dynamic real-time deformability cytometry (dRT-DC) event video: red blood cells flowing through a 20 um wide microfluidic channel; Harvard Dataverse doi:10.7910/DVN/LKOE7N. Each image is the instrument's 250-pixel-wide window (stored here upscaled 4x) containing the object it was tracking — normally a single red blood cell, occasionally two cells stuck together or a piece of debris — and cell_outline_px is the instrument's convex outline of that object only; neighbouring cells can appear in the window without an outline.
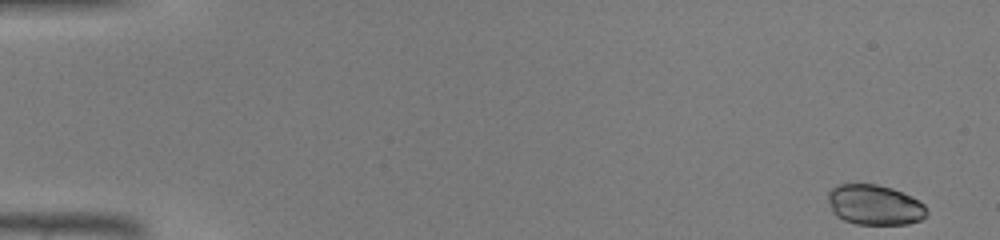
{"species": "common noctule bat (a hibernating species)", "species_latin": "Nyctalus noctula", "temperature_condition": "warm", "stored_images_in_passage": 44, "camera_frame_rate_fps": 3000, "um_per_image_px": 0.085, "animal": {"sex": "male", "body_mass_g": 19.0, "forearm_length_mm": 50.8}, "frame": {"image": 1, "passage_image": 1, "time_ms": 0.0, "image_size_px": [1000, 240], "cell_outline_px": [[928, 212], [920, 220], [908, 224], [856, 224], [844, 220], [836, 216], [832, 212], [828, 200], [828, 192], [836, 184], [876, 184], [892, 188], [912, 196], [924, 204]], "centroid_in_image_um": [74.33, 17.41], "position_along_channel_um": 10.7, "area_um2": 23.24}}
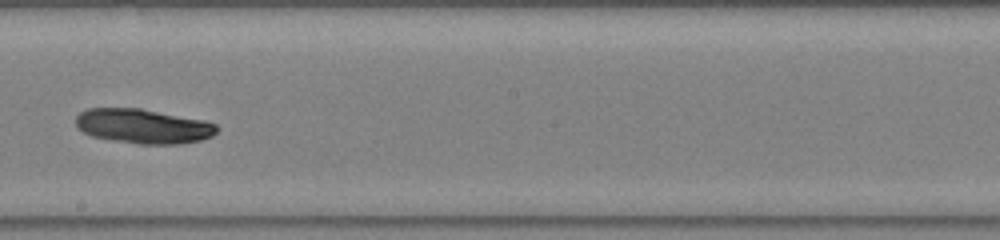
{"frame": {"image": 2, "passage_image": 26, "time_ms": 8.333, "image_size_px": [1000, 240], "cell_outline_px": [[220, 128], [212, 136], [200, 140], [180, 144], [140, 144], [112, 140], [92, 136], [84, 132], [76, 124], [76, 116], [80, 112], [88, 108], [140, 108], [204, 120], [216, 124]], "centroid_in_image_um": [12.19, 10.72], "position_along_channel_um": 236.0, "area_um2": 28.38}}
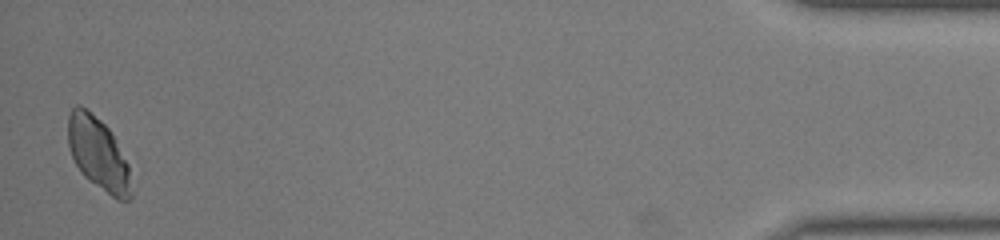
{"frame": {"image": 3, "passage_image": 44, "time_ms": 14.333, "image_size_px": [1000, 240], "cell_outline_px": [[132, 196], [128, 200], [116, 200], [88, 180], [80, 172], [72, 156], [68, 144], [68, 116], [72, 108], [76, 104], [80, 104], [100, 120], [108, 128], [128, 164], [132, 192]], "centroid_in_image_um": [8.34, 13.09], "position_along_channel_um": 426.9, "area_um2": 26.59}}